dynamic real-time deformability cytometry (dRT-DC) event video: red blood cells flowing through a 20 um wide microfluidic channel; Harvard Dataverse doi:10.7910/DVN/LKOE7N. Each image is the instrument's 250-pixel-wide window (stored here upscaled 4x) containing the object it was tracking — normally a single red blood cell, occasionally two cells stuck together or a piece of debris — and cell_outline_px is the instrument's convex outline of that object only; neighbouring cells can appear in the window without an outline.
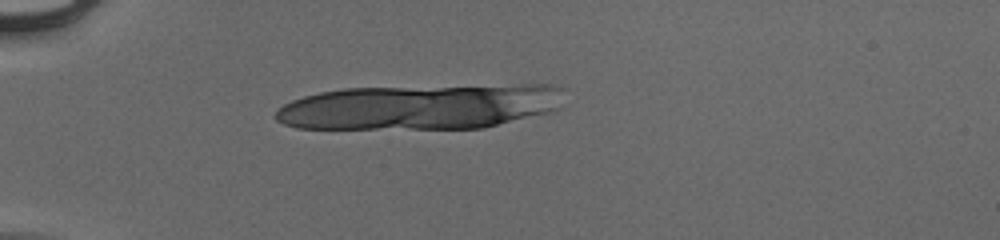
{"species": "human", "species_latin": "Homo sapiens", "temperature_condition": "cold", "stored_images_in_passage": 6, "camera_frame_rate_fps": 3000, "um_per_image_px": 0.085, "donor": {"sex": "male"}, "frame": {"image": 1, "passage_image": 1, "time_ms": 0.0, "image_size_px": [1000, 240], "cell_outline_px": [[508, 116], [492, 124], [472, 128], [428, 128], [292, 104], [300, 100], [312, 96], [328, 92], [368, 88], [488, 88]], "centroid_in_image_um": [35.28, 9.0], "position_along_channel_um": 49.7, "area_um2": 44.45}}